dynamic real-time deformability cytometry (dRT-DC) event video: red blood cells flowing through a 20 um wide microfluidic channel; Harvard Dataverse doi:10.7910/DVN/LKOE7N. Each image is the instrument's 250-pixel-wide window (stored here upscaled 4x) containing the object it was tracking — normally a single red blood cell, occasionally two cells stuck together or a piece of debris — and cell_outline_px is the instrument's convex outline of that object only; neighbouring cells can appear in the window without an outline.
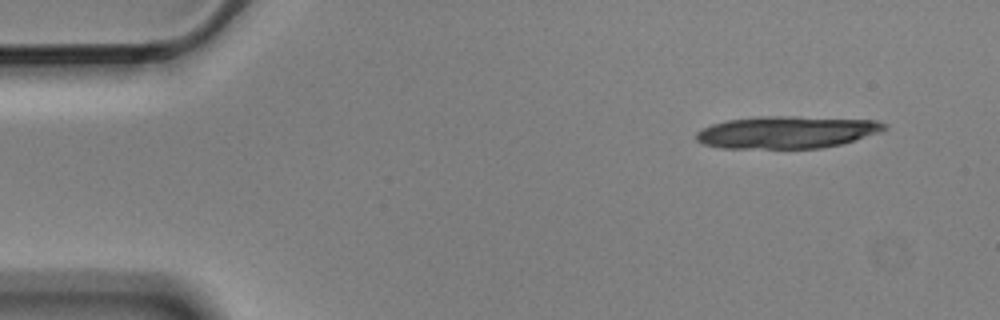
{"species": "Egyptian fruit bat (a non-hibernating species)", "species_latin": "Rousettus aegyptiacus", "temperature_condition": "cold", "stored_images_in_passage": 4, "camera_frame_rate_fps": 3000, "um_per_image_px": 0.085, "animal": {"sex": "male"}, "frame": {"image": 1, "passage_image": 1, "time_ms": 0.0, "image_size_px": [1000, 320], "cell_outline_px": [[888, 128], [840, 144], [820, 148], [720, 148], [704, 144], [696, 140], [696, 132], [712, 124], [728, 120], [760, 116], [796, 116], [876, 120], [888, 124]], "centroid_in_image_um": [66.84, 11.23], "position_along_channel_um": 18.2, "area_um2": 35.14}}
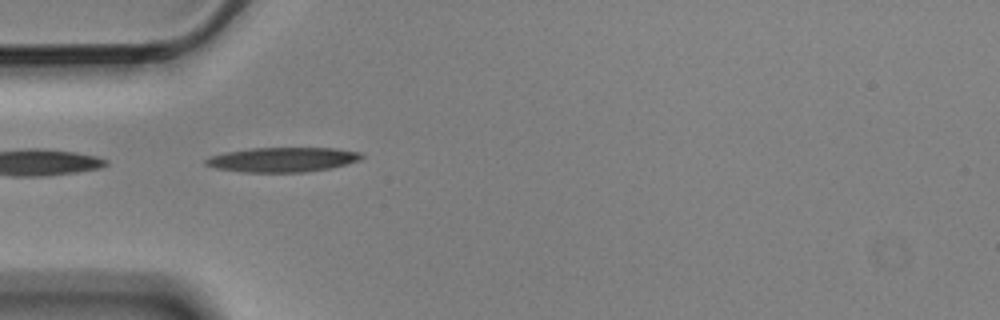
{"frame": {"image": 2, "passage_image": 3, "time_ms": 0.667, "image_size_px": [1000, 320], "cell_outline_px": [[364, 156], [360, 160], [332, 168], [304, 172], [240, 172], [216, 168], [204, 164], [204, 160], [212, 156], [224, 152], [252, 148], [336, 148], [360, 152]], "centroid_in_image_um": [24.03, 13.57], "position_along_channel_um": 61.0, "area_um2": 22.43}}